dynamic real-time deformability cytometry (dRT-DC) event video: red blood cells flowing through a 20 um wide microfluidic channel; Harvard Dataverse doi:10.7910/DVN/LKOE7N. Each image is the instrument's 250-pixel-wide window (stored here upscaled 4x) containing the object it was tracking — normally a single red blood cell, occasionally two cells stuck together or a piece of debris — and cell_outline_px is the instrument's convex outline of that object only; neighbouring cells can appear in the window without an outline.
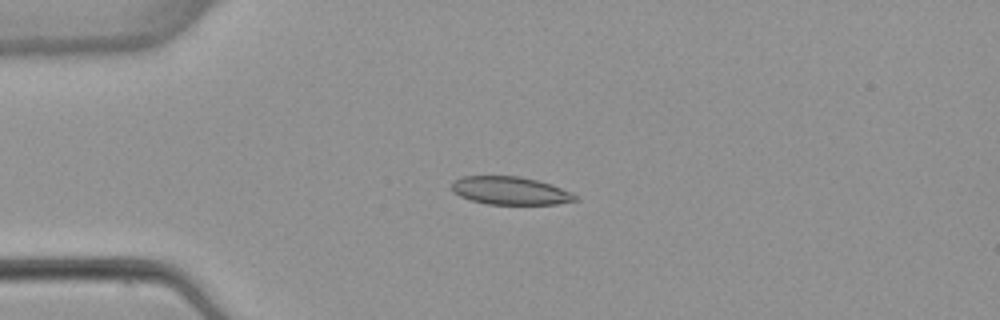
{"species": "common noctule bat (a hibernating species)", "species_latin": "Nyctalus noctula", "temperature_condition": "warm", "stored_images_in_passage": 6, "camera_frame_rate_fps": 3000, "um_per_image_px": 0.085, "animal": {"sex": "female", "body_mass_g": 22.7, "forearm_length_mm": 54.2}, "frame": {"image": 1, "passage_image": 3, "time_ms": 3.333, "image_size_px": [1000, 320], "cell_outline_px": [[580, 200], [556, 204], [488, 204], [472, 200], [460, 196], [452, 192], [452, 184], [456, 180], [464, 176], [520, 176], [552, 184], [572, 192]], "centroid_in_image_um": [43.41, 16.21], "position_along_channel_um": 41.6, "area_um2": 20.11}}
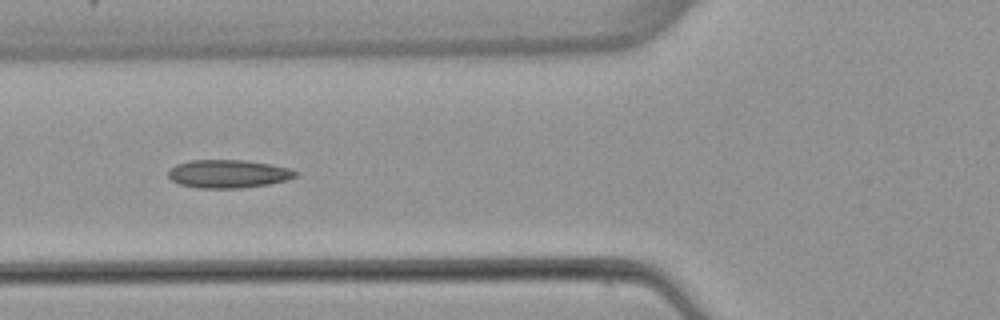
{"frame": {"image": 2, "passage_image": 5, "time_ms": 5.667, "image_size_px": [1000, 320], "cell_outline_px": [[300, 172], [296, 176], [288, 180], [268, 184], [240, 188], [196, 188], [180, 184], [172, 180], [168, 176], [168, 172], [176, 164], [188, 160], [244, 160], [272, 164], [288, 168]], "centroid_in_image_um": [19.42, 14.77], "position_along_channel_um": 106.4, "area_um2": 20.98}}
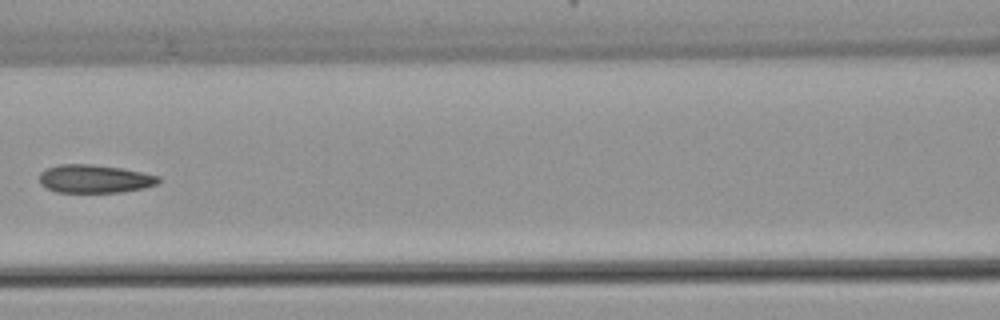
{"frame": {"image": 3, "passage_image": 6, "time_ms": 7.0, "image_size_px": [1000, 320], "cell_outline_px": [[160, 180], [156, 184], [144, 188], [124, 192], [56, 192], [40, 184], [40, 172], [48, 168], [60, 164], [92, 164], [120, 168], [160, 176]], "centroid_in_image_um": [8.04, 15.2], "position_along_channel_um": 158.6, "area_um2": 19.48}}